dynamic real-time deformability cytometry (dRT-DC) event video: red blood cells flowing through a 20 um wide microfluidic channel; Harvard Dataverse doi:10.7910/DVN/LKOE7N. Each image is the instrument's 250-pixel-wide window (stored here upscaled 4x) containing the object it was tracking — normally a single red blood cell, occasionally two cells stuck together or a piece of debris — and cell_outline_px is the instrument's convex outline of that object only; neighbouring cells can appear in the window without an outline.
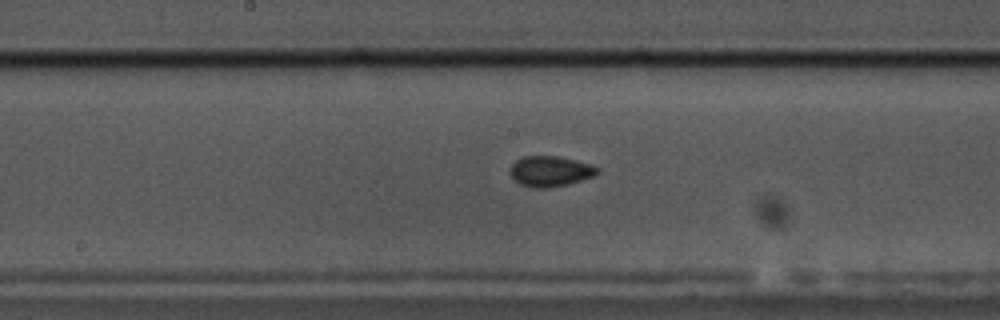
{"species": "common noctule bat (a hibernating species)", "species_latin": "Nyctalus noctula", "temperature_condition": "cold", "stored_images_in_passage": 51, "camera_frame_rate_fps": 3000, "um_per_image_px": 0.085, "animal": {"sex": "male", "body_mass_g": 17.5, "forearm_length_mm": 52.3}, "frame": {"image": 1, "passage_image": 22, "time_ms": 7.0, "image_size_px": [1000, 320], "cell_outline_px": [[600, 172], [596, 176], [568, 184], [548, 188], [532, 188], [520, 184], [508, 172], [512, 164], [516, 160], [524, 156], [560, 156], [592, 164], [600, 168]], "centroid_in_image_um": [46.81, 14.55], "position_along_channel_um": 201.4, "area_um2": 15.78}}
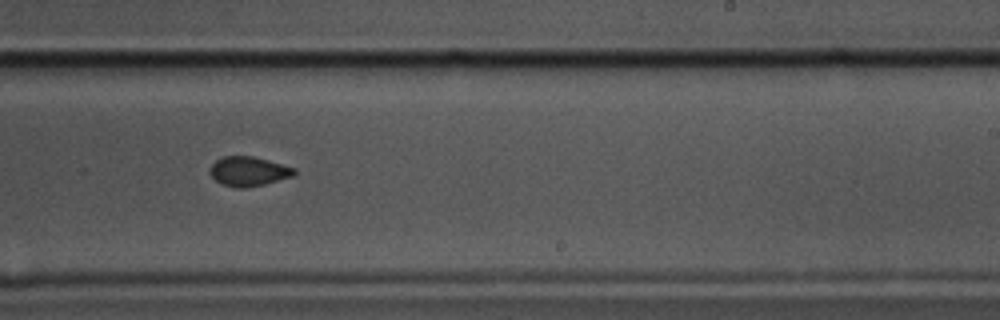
{"frame": {"image": 2, "passage_image": 28, "time_ms": 9.0, "image_size_px": [1000, 320], "cell_outline_px": [[296, 172], [292, 176], [264, 184], [244, 188], [236, 188], [220, 184], [208, 172], [212, 164], [216, 160], [224, 156], [252, 156], [268, 160], [296, 168]], "centroid_in_image_um": [21.1, 14.56], "position_along_channel_um": 267.9, "area_um2": 14.45}}
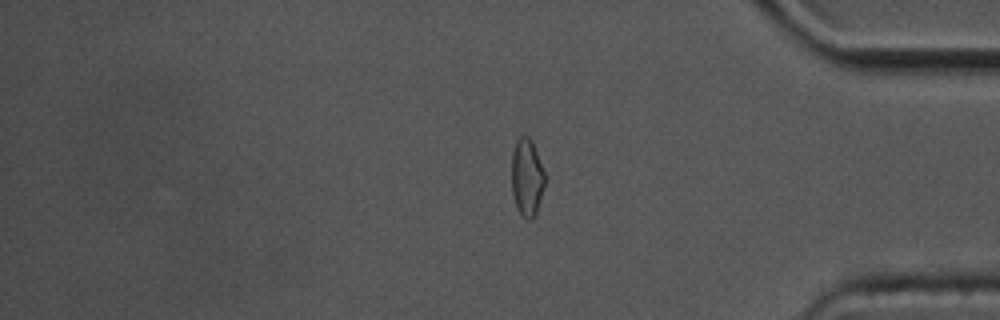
{"frame": {"image": 3, "passage_image": 41, "time_ms": 13.333, "image_size_px": [1000, 320], "cell_outline_px": [[544, 184], [536, 216], [532, 220], [528, 220], [520, 212], [516, 204], [512, 192], [512, 152], [516, 140], [520, 136], [528, 136], [532, 140], [544, 172]], "centroid_in_image_um": [44.78, 15.07], "position_along_channel_um": 390.4, "area_um2": 14.85}, "authors_computed_cell_mechanics": {"area_um2": 15.2592, "velocity_mm_per_s": 3.3285, "shape_relaxation_time_tau1_ms": 10.4841, "shape_relaxation_time_tau2_ms": 1.2125, "deformation_change_tau1": 0.1116, "deformation_change_tau2": 0.0493}}